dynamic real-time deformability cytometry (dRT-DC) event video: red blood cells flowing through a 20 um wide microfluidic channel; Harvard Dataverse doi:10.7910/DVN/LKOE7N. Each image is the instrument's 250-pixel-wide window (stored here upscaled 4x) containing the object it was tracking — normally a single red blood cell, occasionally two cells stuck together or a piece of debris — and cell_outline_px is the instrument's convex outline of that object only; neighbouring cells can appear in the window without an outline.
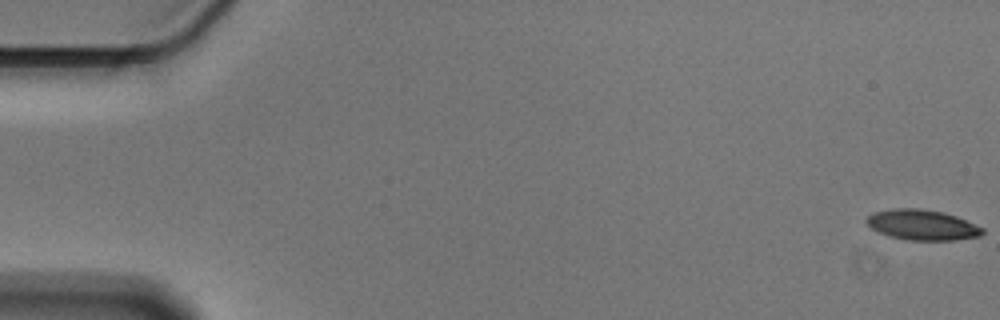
{"species": "Egyptian fruit bat (a non-hibernating species)", "species_latin": "Rousettus aegyptiacus", "temperature_condition": "cold", "stored_images_in_passage": 15, "camera_frame_rate_fps": 3000, "um_per_image_px": 0.085, "animal": {"sex": "male"}, "frame": {"image": 1, "passage_image": 1, "time_ms": 0.0, "image_size_px": [1000, 320], "cell_outline_px": [[984, 232], [980, 236], [956, 240], [908, 240], [888, 236], [876, 232], [864, 220], [872, 212], [892, 208], [920, 208], [940, 212], [956, 216], [984, 228]], "centroid_in_image_um": [78.35, 19.12], "position_along_channel_um": 6.6, "area_um2": 20.63}}
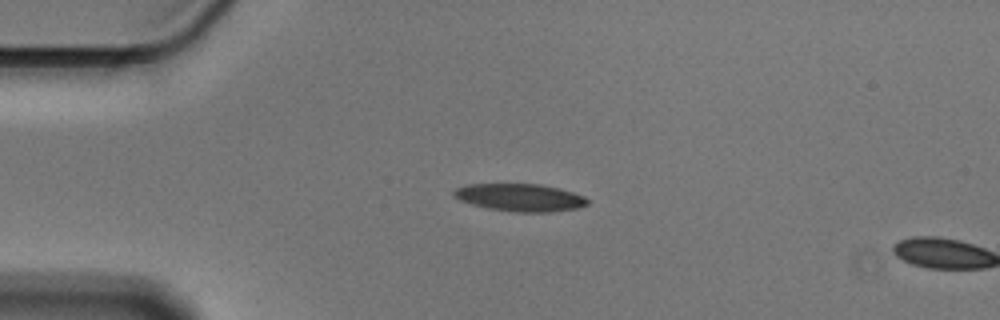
{"frame": {"image": 2, "passage_image": 14, "time_ms": 4.333, "image_size_px": [1000, 320], "cell_outline_px": [[588, 204], [580, 208], [548, 212], [516, 212], [488, 208], [472, 204], [460, 200], [452, 196], [452, 192], [456, 188], [468, 184], [540, 184], [560, 188], [584, 196], [588, 200]], "centroid_in_image_um": [44.21, 16.78], "position_along_channel_um": 40.8, "area_um2": 21.5}}